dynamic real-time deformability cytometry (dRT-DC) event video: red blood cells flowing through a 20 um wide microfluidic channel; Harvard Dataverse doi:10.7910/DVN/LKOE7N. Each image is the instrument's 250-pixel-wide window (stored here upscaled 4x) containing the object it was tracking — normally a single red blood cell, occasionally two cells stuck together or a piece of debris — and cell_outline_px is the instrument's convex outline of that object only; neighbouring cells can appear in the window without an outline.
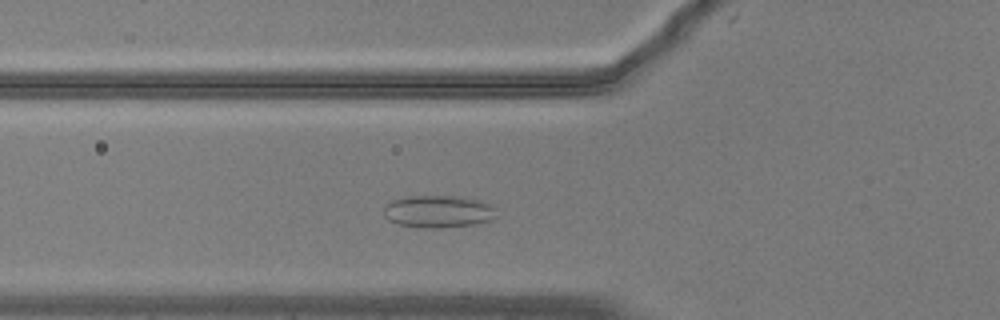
{"species": "common noctule bat (a hibernating species)", "species_latin": "Nyctalus noctula", "temperature_condition": "warm", "stored_images_in_passage": 47, "camera_frame_rate_fps": 3000, "um_per_image_px": 0.085, "animal": {"sex": "male", "body_mass_g": 20.5, "forearm_length_mm": 52.5}, "frame": {"image": 1, "passage_image": 12, "time_ms": 3.667, "image_size_px": [1000, 320], "cell_outline_px": [[496, 216], [492, 220], [472, 224], [440, 228], [424, 228], [396, 224], [388, 220], [384, 216], [384, 204], [392, 200], [408, 196], [464, 196], [480, 200], [496, 208]], "centroid_in_image_um": [37.23, 17.97], "position_along_channel_um": 88.6, "area_um2": 21.5}}
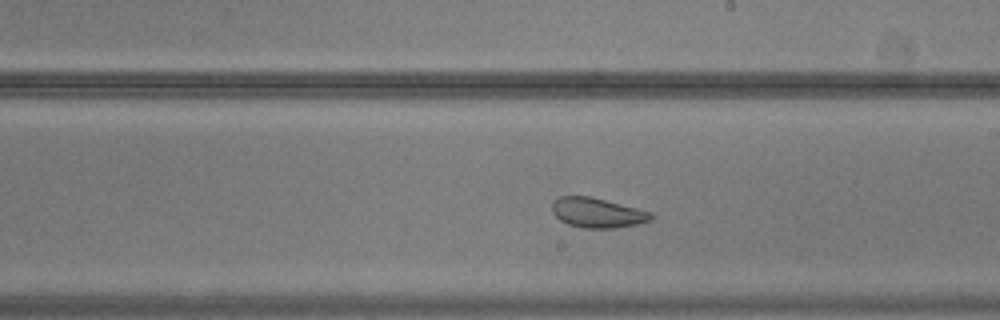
{"frame": {"image": 2, "passage_image": 24, "time_ms": 7.667, "image_size_px": [1000, 320], "cell_outline_px": [[652, 220], [636, 224], [616, 228], [584, 228], [568, 224], [560, 220], [552, 212], [552, 200], [560, 196], [592, 196], [652, 212]], "centroid_in_image_um": [50.76, 18.07], "position_along_channel_um": 238.2, "area_um2": 17.28}}
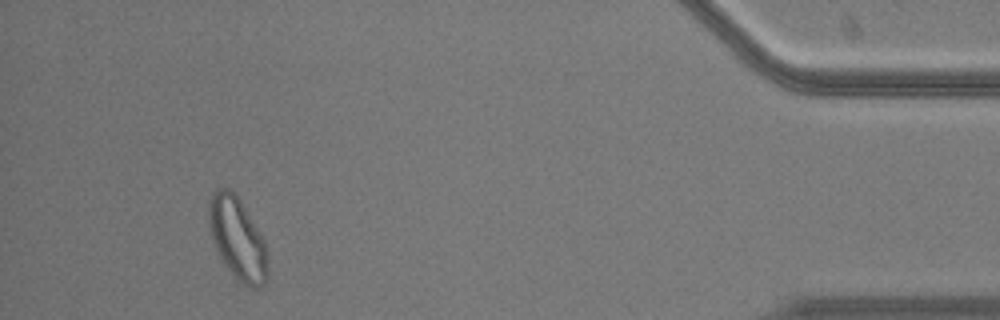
{"frame": {"image": 3, "passage_image": 43, "time_ms": 14.0, "image_size_px": [1000, 320], "cell_outline_px": [[268, 272], [260, 288], [248, 288], [224, 264], [216, 248], [212, 236], [208, 220], [208, 204], [216, 188], [228, 188], [236, 192], [264, 240], [268, 256]], "centroid_in_image_um": [20.19, 20.24], "position_along_channel_um": 415.0, "area_um2": 27.92}, "authors_computed_cell_mechanics": {"area_um2": 23.2356, "velocity_mm_per_s": 3.7308, "shape_relaxation_time_tau1_ms": null, "shape_relaxation_time_tau2_ms": 0.9153, "deformation_change_tau1": null, "deformation_change_tau2": 0.0774}}